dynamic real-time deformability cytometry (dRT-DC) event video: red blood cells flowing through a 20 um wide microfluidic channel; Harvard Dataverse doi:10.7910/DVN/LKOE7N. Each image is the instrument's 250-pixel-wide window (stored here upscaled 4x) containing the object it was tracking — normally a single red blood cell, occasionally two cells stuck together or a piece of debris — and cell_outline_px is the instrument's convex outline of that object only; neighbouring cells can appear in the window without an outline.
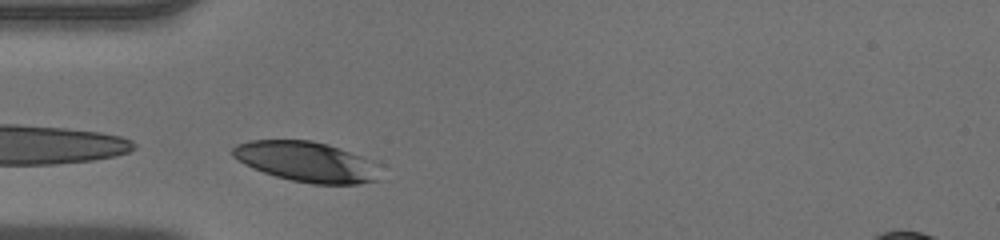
{"species": "human", "species_latin": "Homo sapiens", "temperature_condition": "warm", "stored_images_in_passage": 26, "camera_frame_rate_fps": 3000, "um_per_image_px": 0.085, "donor": {"sex": "male"}, "frame": {"image": 1, "passage_image": 1, "time_ms": 0.0, "image_size_px": [1000, 240], "cell_outline_px": [[380, 180], [356, 184], [312, 184], [292, 180], [276, 176], [264, 172], [244, 164], [232, 156], [232, 148], [236, 144], [252, 140], [312, 140], [328, 144], [360, 156]], "centroid_in_image_um": [25.89, 13.73], "position_along_channel_um": 59.1, "area_um2": 33.47}}
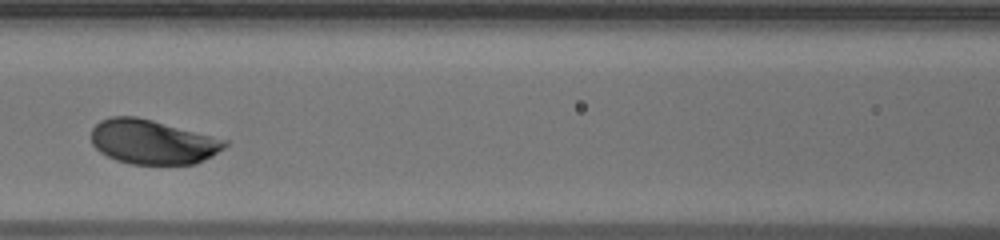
{"frame": {"image": 2, "passage_image": 8, "time_ms": 2.333, "image_size_px": [1000, 240], "cell_outline_px": [[228, 144], [224, 148], [212, 156], [196, 164], [128, 164], [116, 160], [100, 152], [92, 144], [92, 128], [100, 120], [112, 116], [136, 116], [152, 120], [228, 140]], "centroid_in_image_um": [12.96, 12.06], "position_along_channel_um": 153.6, "area_um2": 34.56}}
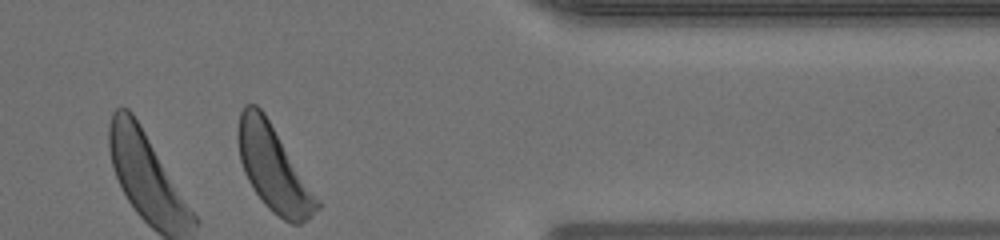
{"frame": {"image": 3, "passage_image": 26, "time_ms": 8.333, "image_size_px": [1000, 240], "cell_outline_px": [[320, 208], [312, 216], [300, 224], [292, 224], [284, 220], [272, 212], [264, 204], [248, 180], [244, 172], [240, 160], [236, 136], [236, 132], [240, 112], [244, 104], [256, 104], [264, 112], [320, 200]], "centroid_in_image_um": [23.24, 14.31], "position_along_channel_um": 388.2, "area_um2": 39.19}}